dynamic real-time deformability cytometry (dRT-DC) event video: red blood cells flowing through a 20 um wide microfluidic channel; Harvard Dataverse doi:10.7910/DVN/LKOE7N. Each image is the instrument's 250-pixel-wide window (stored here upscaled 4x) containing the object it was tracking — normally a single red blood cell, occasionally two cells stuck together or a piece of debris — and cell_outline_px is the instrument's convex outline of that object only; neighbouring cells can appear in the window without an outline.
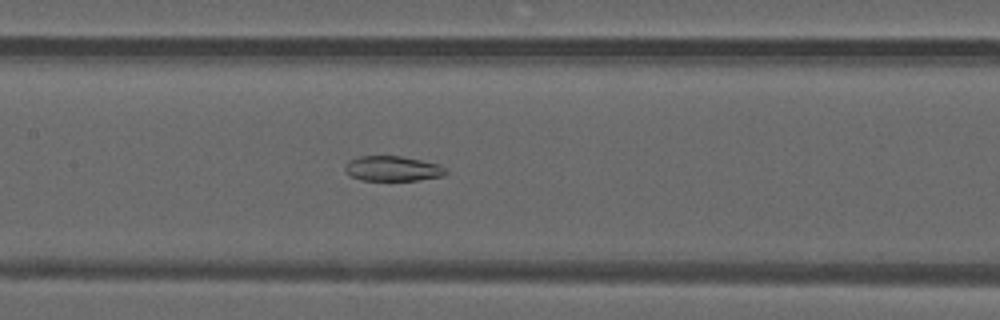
{"species": "common noctule bat (a hibernating species)", "species_latin": "Nyctalus noctula", "temperature_condition": "warm", "stored_images_in_passage": 39, "camera_frame_rate_fps": 3000, "um_per_image_px": 0.085, "animal": {"sex": "male", "forearm_length_mm": 52.5}, "frame": {"image": 1, "passage_image": 14, "time_ms": 4.333, "image_size_px": [1000, 320], "cell_outline_px": [[448, 172], [444, 176], [416, 180], [360, 180], [352, 176], [344, 168], [348, 160], [360, 156], [400, 156], [420, 160], [436, 164], [444, 168]], "centroid_in_image_um": [33.36, 14.33], "position_along_channel_um": 174.0, "area_um2": 14.51}}
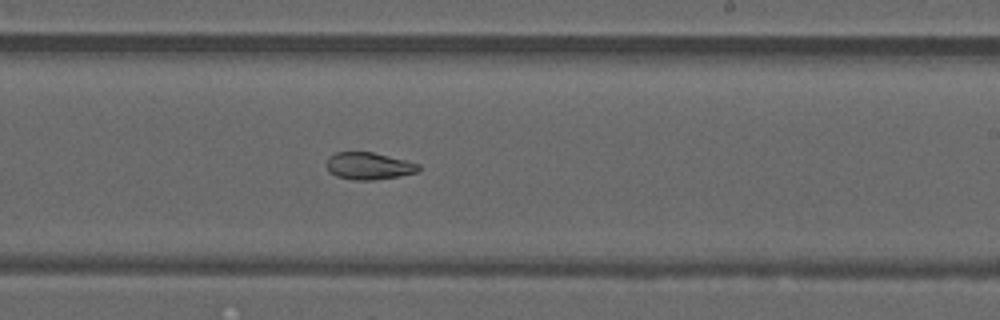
{"frame": {"image": 2, "passage_image": 20, "time_ms": 6.333, "image_size_px": [1000, 320], "cell_outline_px": [[420, 168], [416, 172], [400, 176], [372, 180], [356, 180], [336, 176], [328, 172], [324, 164], [328, 156], [336, 152], [372, 152], [420, 164]], "centroid_in_image_um": [31.28, 14.1], "position_along_channel_um": 257.7, "area_um2": 14.62}}
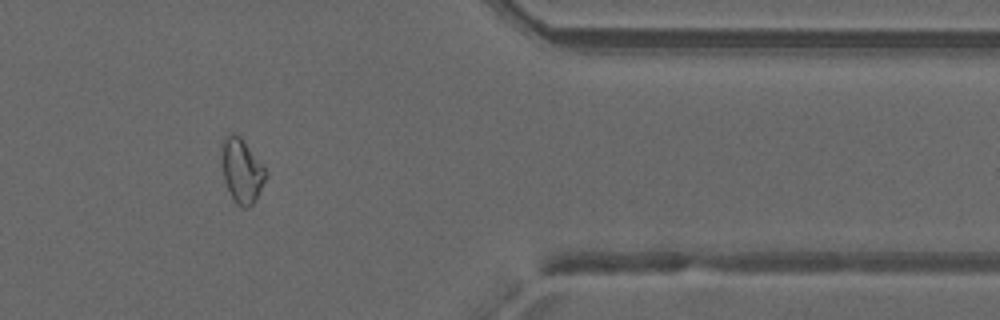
{"frame": {"image": 3, "passage_image": 31, "time_ms": 10.0, "image_size_px": [1000, 320], "cell_outline_px": [[264, 180], [252, 204], [248, 208], [244, 208], [236, 204], [224, 180], [220, 148], [220, 144], [228, 132], [232, 132], [240, 136], [264, 168]], "centroid_in_image_um": [20.47, 14.46], "position_along_channel_um": 390.9, "area_um2": 16.01}, "authors_computed_cell_mechanics": {"area_um2": 16.1262, "velocity_mm_per_s": 4.2073, "shape_relaxation_time_tau1_ms": null, "shape_relaxation_time_tau2_ms": 4.5389, "deformation_change_tau1": null, "deformation_change_tau2": 0.1103}}